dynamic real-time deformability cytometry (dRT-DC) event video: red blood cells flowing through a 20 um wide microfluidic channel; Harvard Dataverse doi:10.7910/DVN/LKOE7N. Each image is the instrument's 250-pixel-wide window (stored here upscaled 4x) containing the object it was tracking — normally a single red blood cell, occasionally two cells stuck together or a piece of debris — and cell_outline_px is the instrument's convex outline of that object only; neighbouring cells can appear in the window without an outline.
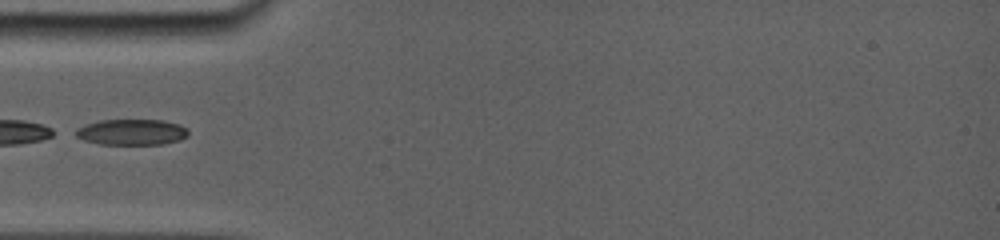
{"species": "common noctule bat (a hibernating species)", "species_latin": "Nyctalus noctula", "temperature_condition": "room temperature", "stored_images_in_passage": 28, "camera_frame_rate_fps": 5000, "um_per_image_px": 0.085, "animal": {"sex": "female", "body_mass_g": 19.0, "forearm_length_mm": 56.7}, "frame": {"image": 1, "passage_image": 1, "time_ms": 0.0, "image_size_px": [1000, 240], "cell_outline_px": [[188, 136], [180, 140], [160, 144], [100, 144], [84, 140], [68, 132], [84, 124], [100, 120], [164, 120], [180, 124], [188, 128]], "centroid_in_image_um": [11.14, 11.22], "position_along_channel_um": 73.9, "area_um2": 17.28}}
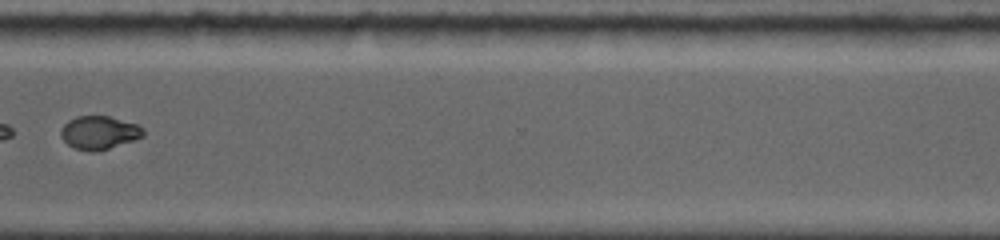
{"frame": {"image": 2, "passage_image": 20, "time_ms": 7.4, "image_size_px": [1000, 240], "cell_outline_px": [[144, 136], [100, 152], [92, 152], [76, 148], [68, 144], [60, 136], [60, 128], [68, 120], [76, 116], [108, 116], [140, 124], [144, 128]], "centroid_in_image_um": [8.45, 11.27], "position_along_channel_um": 362.2, "area_um2": 16.24}}